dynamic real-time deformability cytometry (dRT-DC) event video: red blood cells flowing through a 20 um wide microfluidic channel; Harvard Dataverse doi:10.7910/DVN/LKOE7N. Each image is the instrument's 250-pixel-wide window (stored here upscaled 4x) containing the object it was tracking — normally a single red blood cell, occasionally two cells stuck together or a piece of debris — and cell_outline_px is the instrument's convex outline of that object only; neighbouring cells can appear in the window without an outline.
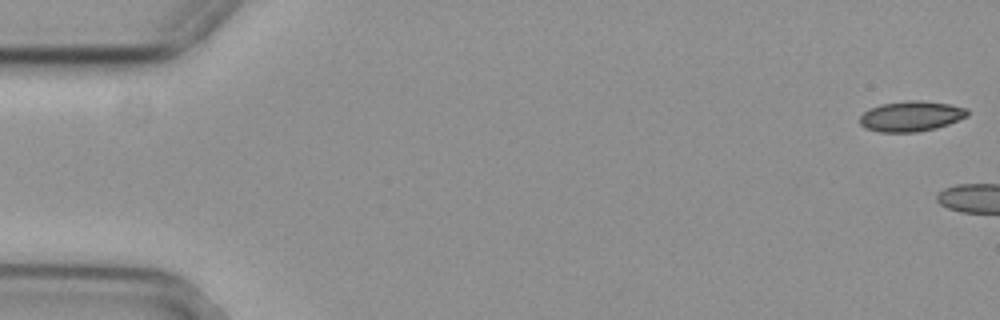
{"species": "common noctule bat (a hibernating species)", "species_latin": "Nyctalus noctula", "temperature_condition": "cold", "stored_images_in_passage": 5, "camera_frame_rate_fps": 3000, "um_per_image_px": 0.085, "animal": {"sex": "female", "body_mass_g": 29.2, "forearm_length_mm": 56.3}, "frame": {"image": 1, "passage_image": 1, "time_ms": 0.0, "image_size_px": [1000, 320], "cell_outline_px": [[968, 116], [948, 124], [936, 128], [916, 132], [880, 132], [864, 128], [860, 124], [860, 116], [868, 108], [880, 104], [908, 100], [916, 100], [952, 104], [968, 108]], "centroid_in_image_um": [77.43, 9.87], "position_along_channel_um": 7.6, "area_um2": 19.19}}